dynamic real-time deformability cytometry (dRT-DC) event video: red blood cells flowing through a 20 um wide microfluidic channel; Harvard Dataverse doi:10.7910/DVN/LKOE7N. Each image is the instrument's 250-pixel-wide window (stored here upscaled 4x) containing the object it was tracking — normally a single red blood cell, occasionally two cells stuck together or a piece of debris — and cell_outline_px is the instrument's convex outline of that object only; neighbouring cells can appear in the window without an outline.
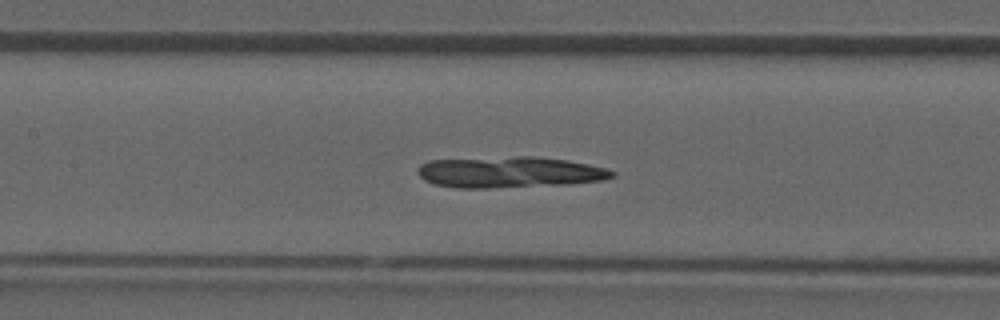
{"species": "common noctule bat (a hibernating species)", "species_latin": "Nyctalus noctula", "temperature_condition": "room temperature", "stored_images_in_passage": 46, "camera_frame_rate_fps": 3000, "um_per_image_px": 0.085, "animal": {"sex": "male", "forearm_length_mm": 52.5}, "frame": {"image": 1, "passage_image": 20, "time_ms": 6.333, "image_size_px": [1000, 320], "cell_outline_px": [[616, 176], [604, 180], [568, 184], [488, 188], [456, 188], [436, 184], [424, 180], [416, 172], [416, 168], [420, 164], [428, 160], [516, 156], [532, 156], [568, 160], [608, 168], [616, 172]], "centroid_in_image_um": [43.32, 14.63], "position_along_channel_um": 164.1, "area_um2": 35.6}}